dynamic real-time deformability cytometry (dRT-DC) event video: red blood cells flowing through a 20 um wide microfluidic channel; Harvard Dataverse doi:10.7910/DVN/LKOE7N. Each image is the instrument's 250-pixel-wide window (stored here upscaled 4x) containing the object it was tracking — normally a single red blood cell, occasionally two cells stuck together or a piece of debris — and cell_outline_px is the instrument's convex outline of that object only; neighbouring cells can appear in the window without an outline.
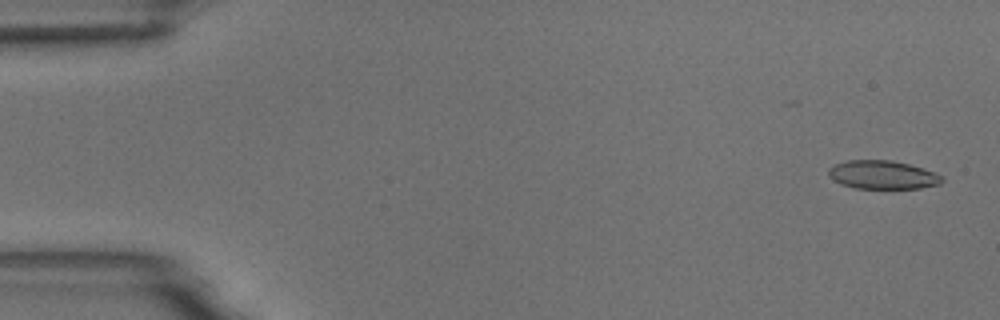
{"species": "common noctule bat (a hibernating species)", "species_latin": "Nyctalus noctula", "temperature_condition": "room temperature", "stored_images_in_passage": 5, "camera_frame_rate_fps": 3000, "um_per_image_px": 0.085, "animal": {"sex": "male", "body_mass_g": 18.8}, "frame": {"image": 1, "passage_image": 1, "time_ms": 0.0, "image_size_px": [1000, 320], "cell_outline_px": [[944, 180], [940, 184], [920, 188], [856, 188], [840, 184], [832, 180], [828, 176], [828, 168], [836, 164], [848, 160], [892, 160], [924, 168], [936, 172]], "centroid_in_image_um": [75.01, 14.86], "position_along_channel_um": 10.0, "area_um2": 18.9}}
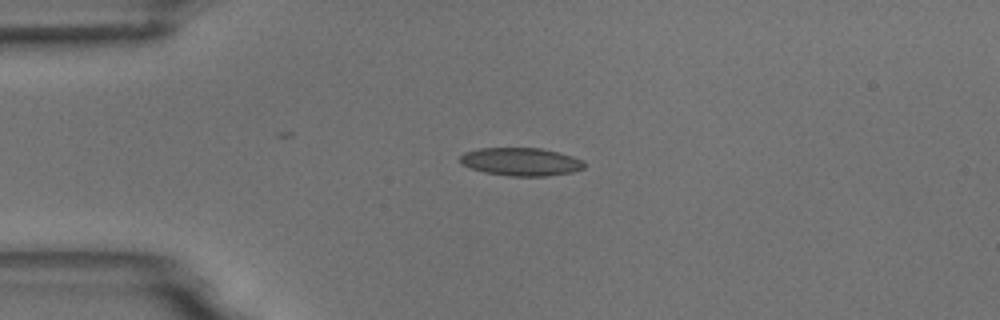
{"frame": {"image": 2, "passage_image": 4, "time_ms": 3.667, "image_size_px": [1000, 320], "cell_outline_px": [[584, 168], [572, 172], [548, 176], [508, 176], [484, 172], [460, 164], [460, 156], [464, 152], [480, 148], [540, 148], [572, 156], [584, 160]], "centroid_in_image_um": [44.27, 13.75], "position_along_channel_um": 40.7, "area_um2": 20.29}}